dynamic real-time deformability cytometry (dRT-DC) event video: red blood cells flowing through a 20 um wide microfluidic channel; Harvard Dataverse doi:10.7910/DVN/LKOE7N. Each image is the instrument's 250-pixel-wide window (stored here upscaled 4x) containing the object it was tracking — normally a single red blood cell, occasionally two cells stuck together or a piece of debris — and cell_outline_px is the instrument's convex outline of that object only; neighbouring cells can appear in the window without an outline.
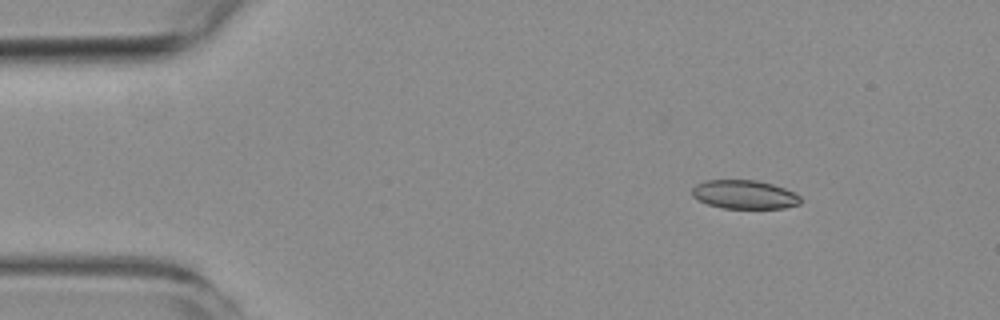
{"species": "common noctule bat (a hibernating species)", "species_latin": "Nyctalus noctula", "temperature_condition": "room temperature", "stored_images_in_passage": 3, "camera_frame_rate_fps": 3000, "um_per_image_px": 0.085, "animal": {"sex": "female", "body_mass_g": 19.3, "forearm_length_mm": 54.1}, "frame": {"image": 1, "passage_image": 1, "time_ms": 0.0, "image_size_px": [1000, 320], "cell_outline_px": [[800, 204], [784, 208], [724, 208], [708, 204], [692, 196], [692, 188], [696, 184], [708, 180], [756, 180], [772, 184], [784, 188], [800, 196]], "centroid_in_image_um": [63.27, 16.53], "position_along_channel_um": 21.7, "area_um2": 17.98}}
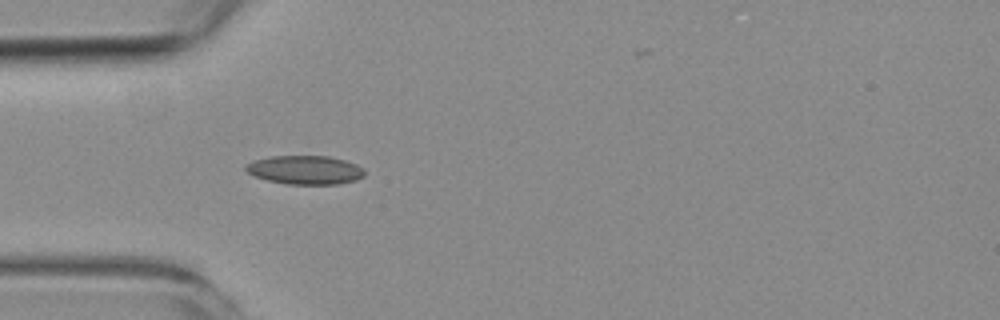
{"frame": {"image": 2, "passage_image": 3, "time_ms": 3.0, "image_size_px": [1000, 320], "cell_outline_px": [[364, 176], [356, 180], [336, 184], [288, 184], [268, 180], [252, 176], [244, 168], [244, 164], [252, 160], [272, 156], [328, 156], [344, 160], [356, 164], [364, 168]], "centroid_in_image_um": [25.9, 14.44], "position_along_channel_um": 59.1, "area_um2": 20.0}}